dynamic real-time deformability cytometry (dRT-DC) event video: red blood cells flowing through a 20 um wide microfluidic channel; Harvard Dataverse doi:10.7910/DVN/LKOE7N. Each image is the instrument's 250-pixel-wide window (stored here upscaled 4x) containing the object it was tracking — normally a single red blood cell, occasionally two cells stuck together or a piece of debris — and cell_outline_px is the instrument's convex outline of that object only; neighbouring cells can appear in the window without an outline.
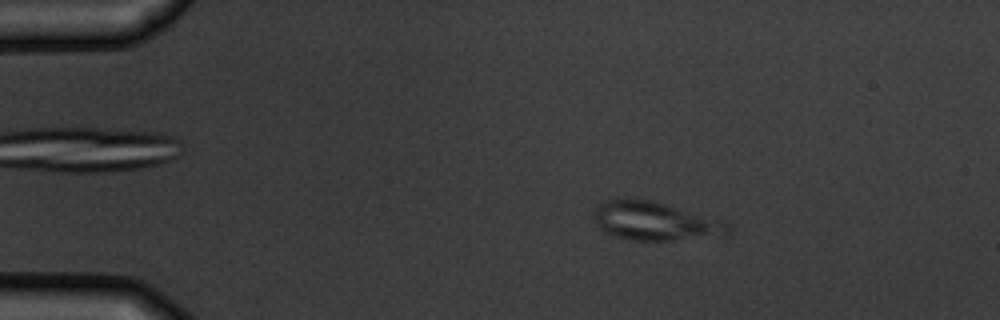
{"species": "common noctule bat (a hibernating species)", "species_latin": "Nyctalus noctula", "temperature_condition": "warm", "stored_images_in_passage": 5, "camera_frame_rate_fps": 3000, "um_per_image_px": 0.085, "animal": {"sex": "male", "body_mass_g": 19.5, "forearm_length_mm": 54.6}, "frame": {"image": 1, "passage_image": 2, "time_ms": 1.333, "image_size_px": [1000, 320], "cell_outline_px": [[732, 228], [728, 236], [724, 240], [628, 240], [604, 232], [596, 224], [592, 216], [596, 204], [604, 200], [652, 200], [728, 224]], "centroid_in_image_um": [55.73, 18.86], "position_along_channel_um": 29.3, "area_um2": 30.46}}